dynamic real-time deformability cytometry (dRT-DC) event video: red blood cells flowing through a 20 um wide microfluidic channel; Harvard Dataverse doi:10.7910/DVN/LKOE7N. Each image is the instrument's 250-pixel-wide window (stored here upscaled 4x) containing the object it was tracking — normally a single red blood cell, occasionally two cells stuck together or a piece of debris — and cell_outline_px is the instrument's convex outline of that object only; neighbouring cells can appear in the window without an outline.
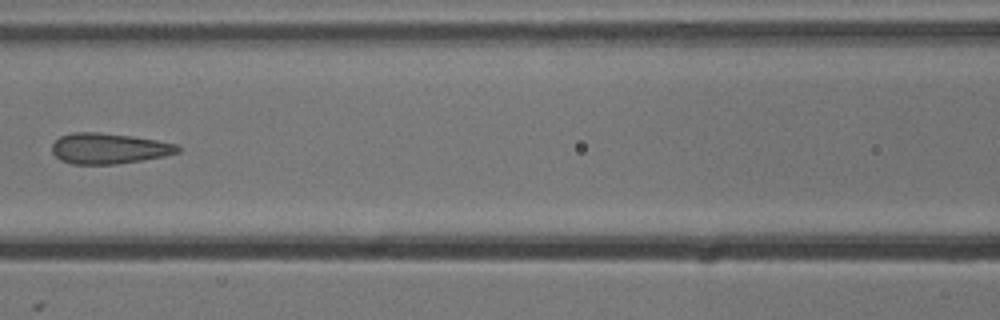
{"species": "common noctule bat (a hibernating species)", "species_latin": "Nyctalus noctula", "temperature_condition": "cold", "stored_images_in_passage": 6, "camera_frame_rate_fps": 3000, "um_per_image_px": 0.085, "animal": {"sex": "male", "body_mass_g": 13.3}, "frame": {"image": 1, "passage_image": 6, "time_ms": 1.667, "image_size_px": [1000, 320], "cell_outline_px": [[180, 152], [164, 156], [116, 164], [72, 164], [60, 160], [52, 152], [52, 144], [60, 136], [72, 132], [100, 132], [132, 136], [156, 140], [176, 144], [180, 148]], "centroid_in_image_um": [9.23, 12.61], "position_along_channel_um": 157.4, "area_um2": 22.43}}